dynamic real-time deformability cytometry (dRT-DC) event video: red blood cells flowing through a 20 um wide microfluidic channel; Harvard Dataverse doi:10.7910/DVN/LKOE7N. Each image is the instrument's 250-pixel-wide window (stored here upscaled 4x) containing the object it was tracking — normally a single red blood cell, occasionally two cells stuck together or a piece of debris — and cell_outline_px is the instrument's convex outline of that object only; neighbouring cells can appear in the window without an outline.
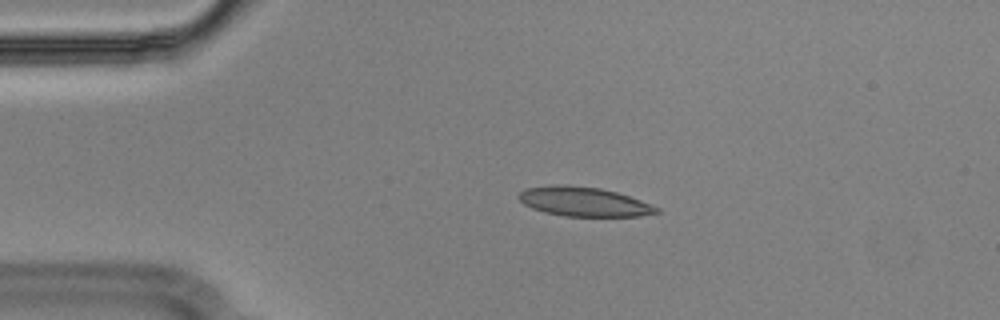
{"species": "Egyptian fruit bat (a non-hibernating species)", "species_latin": "Rousettus aegyptiacus", "temperature_condition": "cold", "stored_images_in_passage": 45, "camera_frame_rate_fps": 3000, "um_per_image_px": 0.085, "animal": {"sex": "male"}, "frame": {"image": 1, "passage_image": 1, "time_ms": 0.0, "image_size_px": [1000, 320], "cell_outline_px": [[660, 212], [640, 216], [564, 216], [544, 212], [532, 208], [524, 204], [516, 196], [524, 188], [552, 184], [568, 184], [600, 188], [616, 192], [640, 200], [660, 208]], "centroid_in_image_um": [49.58, 17.13], "position_along_channel_um": 35.4, "area_um2": 23.7}}
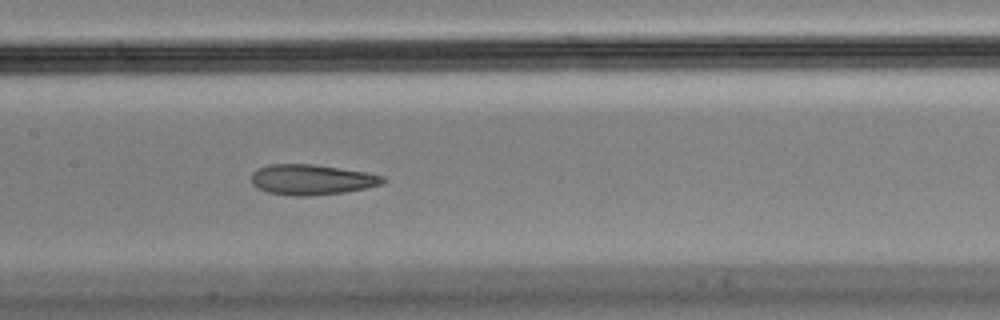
{"frame": {"image": 2, "passage_image": 16, "time_ms": 5.0, "image_size_px": [1000, 320], "cell_outline_px": [[384, 184], [344, 192], [304, 196], [292, 196], [268, 192], [256, 188], [252, 184], [252, 172], [268, 164], [312, 164], [340, 168], [364, 172], [384, 176]], "centroid_in_image_um": [26.46, 15.27], "position_along_channel_um": 180.9, "area_um2": 23.12}}
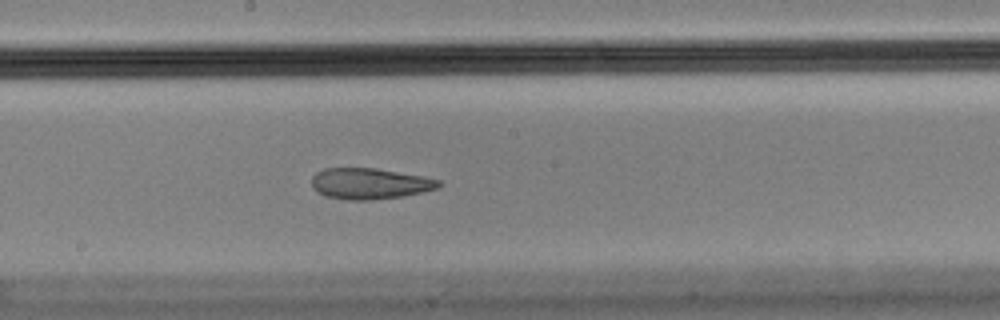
{"frame": {"image": 3, "passage_image": 19, "time_ms": 6.0, "image_size_px": [1000, 320], "cell_outline_px": [[444, 184], [440, 188], [404, 196], [372, 200], [348, 200], [324, 196], [316, 192], [312, 188], [312, 176], [316, 172], [324, 168], [376, 168], [424, 176], [440, 180]], "centroid_in_image_um": [31.44, 15.61], "position_along_channel_um": 216.8, "area_um2": 23.35}, "authors_computed_cell_mechanics": {"area_um2": 25.143, "velocity_mm_per_s": 3.6024, "shape_relaxation_time_tau1_ms": null, "shape_relaxation_time_tau2_ms": 2.5225, "deformation_change_tau1": null, "deformation_change_tau2": 0.0929}}